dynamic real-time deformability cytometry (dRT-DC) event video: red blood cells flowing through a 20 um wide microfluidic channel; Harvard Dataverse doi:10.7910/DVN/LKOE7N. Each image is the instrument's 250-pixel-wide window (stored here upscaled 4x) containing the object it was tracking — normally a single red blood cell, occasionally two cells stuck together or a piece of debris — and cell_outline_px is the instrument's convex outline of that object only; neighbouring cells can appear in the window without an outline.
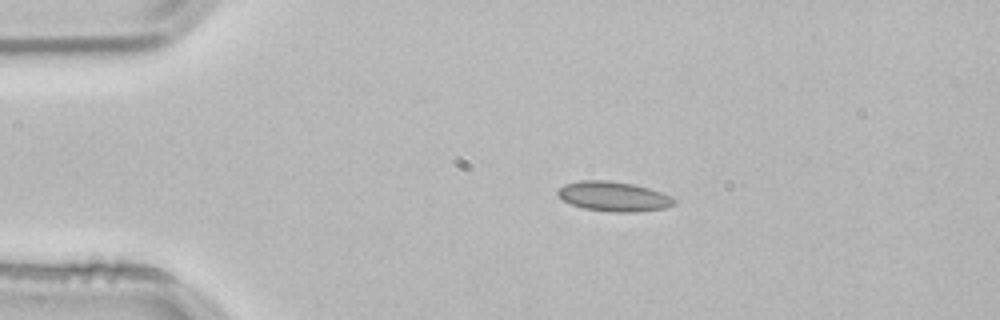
{"species": "common noctule bat (a hibernating species)", "species_latin": "Nyctalus noctula", "temperature_condition": "room temperature", "stored_images_in_passage": 2, "camera_frame_rate_fps": 3000, "um_per_image_px": 0.085, "animal": {"sex": "male", "body_mass_g": 21.5, "forearm_length_mm": 52.0}, "frame": {"image": 1, "passage_image": 1, "time_ms": 0.0, "image_size_px": [1000, 320], "cell_outline_px": [[676, 204], [664, 208], [636, 212], [612, 212], [584, 208], [572, 204], [564, 200], [556, 192], [564, 184], [580, 180], [608, 180], [632, 184], [648, 188], [672, 196], [676, 200]], "centroid_in_image_um": [52.18, 16.69], "position_along_channel_um": 32.8, "area_um2": 20.06}}